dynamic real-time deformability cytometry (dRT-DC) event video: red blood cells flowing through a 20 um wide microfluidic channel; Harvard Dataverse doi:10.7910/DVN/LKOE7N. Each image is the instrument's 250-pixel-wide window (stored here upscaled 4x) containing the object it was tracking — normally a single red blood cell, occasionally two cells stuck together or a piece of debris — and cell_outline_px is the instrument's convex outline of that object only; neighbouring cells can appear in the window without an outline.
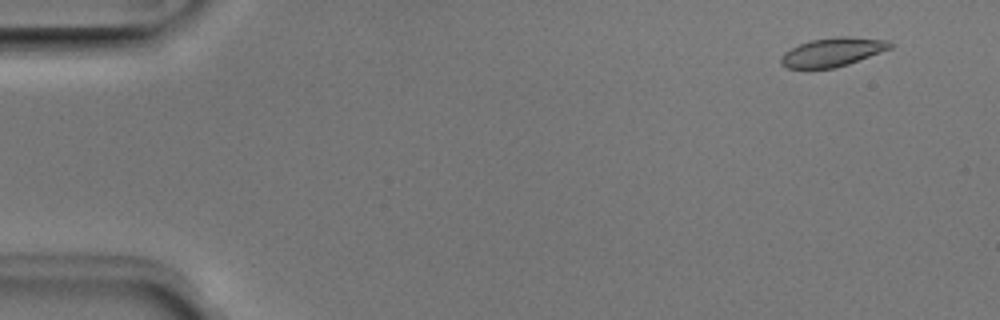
{"species": "Egyptian fruit bat (a non-hibernating species)", "species_latin": "Rousettus aegyptiacus", "temperature_condition": "room temperature", "stored_images_in_passage": 14, "camera_frame_rate_fps": 3000, "um_per_image_px": 0.085, "animal": {"sex": "male"}, "frame": {"image": 1, "passage_image": 4, "time_ms": 1.0, "image_size_px": [1000, 320], "cell_outline_px": [[892, 48], [848, 64], [836, 68], [788, 68], [780, 64], [780, 56], [784, 52], [800, 44], [812, 40], [836, 36], [848, 36], [888, 40], [892, 44]], "centroid_in_image_um": [70.76, 4.42], "position_along_channel_um": 14.2, "area_um2": 18.26}}